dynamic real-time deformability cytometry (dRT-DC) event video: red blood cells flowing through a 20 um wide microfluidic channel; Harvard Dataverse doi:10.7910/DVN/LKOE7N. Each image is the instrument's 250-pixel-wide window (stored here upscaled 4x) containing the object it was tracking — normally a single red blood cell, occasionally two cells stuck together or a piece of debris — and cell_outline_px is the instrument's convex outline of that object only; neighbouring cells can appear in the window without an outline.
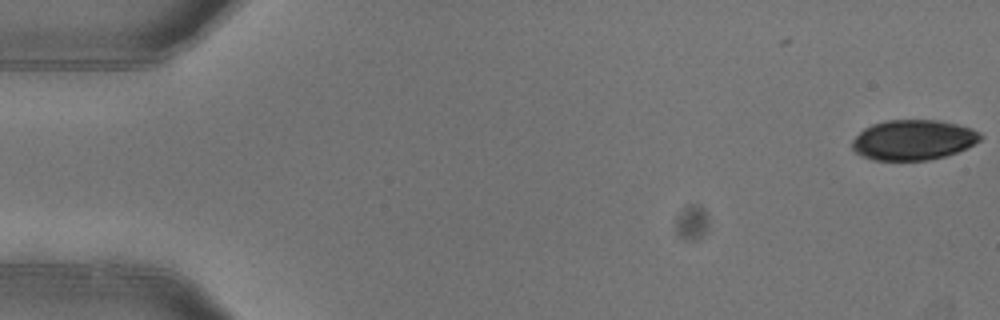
{"species": "common noctule bat (a hibernating species)", "species_latin": "Nyctalus noctula", "temperature_condition": "warm", "stored_images_in_passage": 4, "camera_frame_rate_fps": 3000, "um_per_image_px": 0.085, "animal": {"sex": "female"}, "frame": {"image": 1, "passage_image": 1, "time_ms": 0.0, "image_size_px": [1000, 320], "cell_outline_px": [[984, 136], [980, 140], [968, 148], [944, 156], [928, 160], [872, 160], [860, 156], [852, 148], [852, 140], [864, 128], [872, 124], [888, 120], [940, 120], [972, 128], [980, 132]], "centroid_in_image_um": [77.64, 11.89], "position_along_channel_um": 7.4, "area_um2": 30.17}}
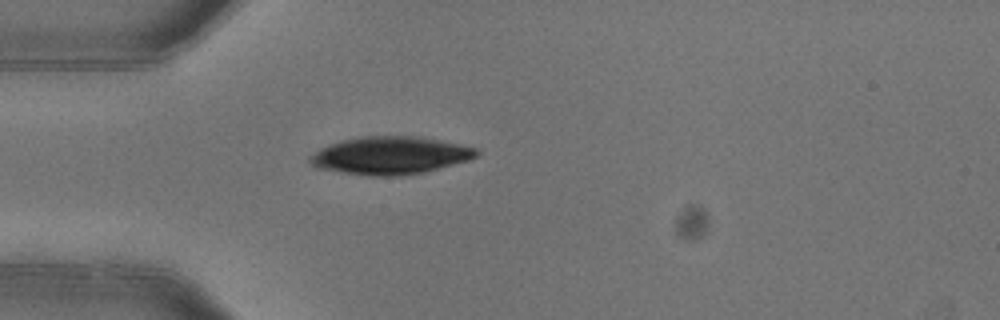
{"frame": {"image": 2, "passage_image": 4, "time_ms": 1.0, "image_size_px": [1000, 320], "cell_outline_px": [[480, 156], [468, 160], [424, 172], [400, 176], [368, 176], [316, 168], [308, 160], [308, 156], [320, 148], [344, 140], [360, 136], [420, 136], [440, 140], [476, 148], [480, 152]], "centroid_in_image_um": [33.17, 13.22], "position_along_channel_um": 51.8, "area_um2": 36.65}}